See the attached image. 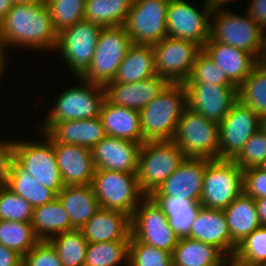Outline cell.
<instances>
[{
  "label": "cell",
  "instance_id": "cell-5",
  "mask_svg": "<svg viewBox=\"0 0 266 266\" xmlns=\"http://www.w3.org/2000/svg\"><path fill=\"white\" fill-rule=\"evenodd\" d=\"M219 123L187 107L180 117L173 141L186 158L219 159Z\"/></svg>",
  "mask_w": 266,
  "mask_h": 266
},
{
  "label": "cell",
  "instance_id": "cell-20",
  "mask_svg": "<svg viewBox=\"0 0 266 266\" xmlns=\"http://www.w3.org/2000/svg\"><path fill=\"white\" fill-rule=\"evenodd\" d=\"M53 147L65 186L91 184L96 170L91 149L57 142H53Z\"/></svg>",
  "mask_w": 266,
  "mask_h": 266
},
{
  "label": "cell",
  "instance_id": "cell-50",
  "mask_svg": "<svg viewBox=\"0 0 266 266\" xmlns=\"http://www.w3.org/2000/svg\"><path fill=\"white\" fill-rule=\"evenodd\" d=\"M261 226H266V197L254 199Z\"/></svg>",
  "mask_w": 266,
  "mask_h": 266
},
{
  "label": "cell",
  "instance_id": "cell-52",
  "mask_svg": "<svg viewBox=\"0 0 266 266\" xmlns=\"http://www.w3.org/2000/svg\"><path fill=\"white\" fill-rule=\"evenodd\" d=\"M5 46L3 44V42L0 40V78H2V75L5 73L4 69L6 66V54L5 52L7 51L6 49H4ZM4 72V73H3Z\"/></svg>",
  "mask_w": 266,
  "mask_h": 266
},
{
  "label": "cell",
  "instance_id": "cell-54",
  "mask_svg": "<svg viewBox=\"0 0 266 266\" xmlns=\"http://www.w3.org/2000/svg\"><path fill=\"white\" fill-rule=\"evenodd\" d=\"M14 4L35 5L38 3H46L45 0H12Z\"/></svg>",
  "mask_w": 266,
  "mask_h": 266
},
{
  "label": "cell",
  "instance_id": "cell-15",
  "mask_svg": "<svg viewBox=\"0 0 266 266\" xmlns=\"http://www.w3.org/2000/svg\"><path fill=\"white\" fill-rule=\"evenodd\" d=\"M202 7L200 11L185 0H169L166 17L167 36L188 40L203 48L210 38L213 9L206 0Z\"/></svg>",
  "mask_w": 266,
  "mask_h": 266
},
{
  "label": "cell",
  "instance_id": "cell-42",
  "mask_svg": "<svg viewBox=\"0 0 266 266\" xmlns=\"http://www.w3.org/2000/svg\"><path fill=\"white\" fill-rule=\"evenodd\" d=\"M233 161L244 171L266 162V123L244 144Z\"/></svg>",
  "mask_w": 266,
  "mask_h": 266
},
{
  "label": "cell",
  "instance_id": "cell-51",
  "mask_svg": "<svg viewBox=\"0 0 266 266\" xmlns=\"http://www.w3.org/2000/svg\"><path fill=\"white\" fill-rule=\"evenodd\" d=\"M13 5L14 3L12 0H0V22L4 19Z\"/></svg>",
  "mask_w": 266,
  "mask_h": 266
},
{
  "label": "cell",
  "instance_id": "cell-43",
  "mask_svg": "<svg viewBox=\"0 0 266 266\" xmlns=\"http://www.w3.org/2000/svg\"><path fill=\"white\" fill-rule=\"evenodd\" d=\"M184 83L233 85L221 66L217 65L203 50L198 53L191 74Z\"/></svg>",
  "mask_w": 266,
  "mask_h": 266
},
{
  "label": "cell",
  "instance_id": "cell-34",
  "mask_svg": "<svg viewBox=\"0 0 266 266\" xmlns=\"http://www.w3.org/2000/svg\"><path fill=\"white\" fill-rule=\"evenodd\" d=\"M133 0H85L84 19L102 27L124 25Z\"/></svg>",
  "mask_w": 266,
  "mask_h": 266
},
{
  "label": "cell",
  "instance_id": "cell-29",
  "mask_svg": "<svg viewBox=\"0 0 266 266\" xmlns=\"http://www.w3.org/2000/svg\"><path fill=\"white\" fill-rule=\"evenodd\" d=\"M173 266H227L230 260L216 247L191 238H180L172 252Z\"/></svg>",
  "mask_w": 266,
  "mask_h": 266
},
{
  "label": "cell",
  "instance_id": "cell-28",
  "mask_svg": "<svg viewBox=\"0 0 266 266\" xmlns=\"http://www.w3.org/2000/svg\"><path fill=\"white\" fill-rule=\"evenodd\" d=\"M231 241L237 246L246 236L261 226L255 200L242 192L223 210Z\"/></svg>",
  "mask_w": 266,
  "mask_h": 266
},
{
  "label": "cell",
  "instance_id": "cell-48",
  "mask_svg": "<svg viewBox=\"0 0 266 266\" xmlns=\"http://www.w3.org/2000/svg\"><path fill=\"white\" fill-rule=\"evenodd\" d=\"M247 14L266 32V0H251Z\"/></svg>",
  "mask_w": 266,
  "mask_h": 266
},
{
  "label": "cell",
  "instance_id": "cell-25",
  "mask_svg": "<svg viewBox=\"0 0 266 266\" xmlns=\"http://www.w3.org/2000/svg\"><path fill=\"white\" fill-rule=\"evenodd\" d=\"M80 230L88 243L130 241L131 217L121 211L100 207Z\"/></svg>",
  "mask_w": 266,
  "mask_h": 266
},
{
  "label": "cell",
  "instance_id": "cell-49",
  "mask_svg": "<svg viewBox=\"0 0 266 266\" xmlns=\"http://www.w3.org/2000/svg\"><path fill=\"white\" fill-rule=\"evenodd\" d=\"M23 256L0 244V266H22Z\"/></svg>",
  "mask_w": 266,
  "mask_h": 266
},
{
  "label": "cell",
  "instance_id": "cell-31",
  "mask_svg": "<svg viewBox=\"0 0 266 266\" xmlns=\"http://www.w3.org/2000/svg\"><path fill=\"white\" fill-rule=\"evenodd\" d=\"M5 186L14 194L28 201L33 208L47 204L57 198L54 191L41 185L14 158L10 162Z\"/></svg>",
  "mask_w": 266,
  "mask_h": 266
},
{
  "label": "cell",
  "instance_id": "cell-4",
  "mask_svg": "<svg viewBox=\"0 0 266 266\" xmlns=\"http://www.w3.org/2000/svg\"><path fill=\"white\" fill-rule=\"evenodd\" d=\"M245 15L234 14L228 9L213 10L210 38L245 50L261 62L266 54V32L248 14Z\"/></svg>",
  "mask_w": 266,
  "mask_h": 266
},
{
  "label": "cell",
  "instance_id": "cell-27",
  "mask_svg": "<svg viewBox=\"0 0 266 266\" xmlns=\"http://www.w3.org/2000/svg\"><path fill=\"white\" fill-rule=\"evenodd\" d=\"M57 198L68 212L74 229H81L100 208L91 184L64 186Z\"/></svg>",
  "mask_w": 266,
  "mask_h": 266
},
{
  "label": "cell",
  "instance_id": "cell-22",
  "mask_svg": "<svg viewBox=\"0 0 266 266\" xmlns=\"http://www.w3.org/2000/svg\"><path fill=\"white\" fill-rule=\"evenodd\" d=\"M188 238L218 248L229 260H231L236 250V245L231 241L223 210L201 206Z\"/></svg>",
  "mask_w": 266,
  "mask_h": 266
},
{
  "label": "cell",
  "instance_id": "cell-17",
  "mask_svg": "<svg viewBox=\"0 0 266 266\" xmlns=\"http://www.w3.org/2000/svg\"><path fill=\"white\" fill-rule=\"evenodd\" d=\"M188 107L207 119L220 123L238 100L234 85L184 83Z\"/></svg>",
  "mask_w": 266,
  "mask_h": 266
},
{
  "label": "cell",
  "instance_id": "cell-55",
  "mask_svg": "<svg viewBox=\"0 0 266 266\" xmlns=\"http://www.w3.org/2000/svg\"><path fill=\"white\" fill-rule=\"evenodd\" d=\"M250 266H264L263 264H254V265H250Z\"/></svg>",
  "mask_w": 266,
  "mask_h": 266
},
{
  "label": "cell",
  "instance_id": "cell-21",
  "mask_svg": "<svg viewBox=\"0 0 266 266\" xmlns=\"http://www.w3.org/2000/svg\"><path fill=\"white\" fill-rule=\"evenodd\" d=\"M40 126L43 136H47L52 142L76 144L89 149L107 136L100 117L43 123Z\"/></svg>",
  "mask_w": 266,
  "mask_h": 266
},
{
  "label": "cell",
  "instance_id": "cell-16",
  "mask_svg": "<svg viewBox=\"0 0 266 266\" xmlns=\"http://www.w3.org/2000/svg\"><path fill=\"white\" fill-rule=\"evenodd\" d=\"M265 122L237 100L219 123V159L233 160Z\"/></svg>",
  "mask_w": 266,
  "mask_h": 266
},
{
  "label": "cell",
  "instance_id": "cell-14",
  "mask_svg": "<svg viewBox=\"0 0 266 266\" xmlns=\"http://www.w3.org/2000/svg\"><path fill=\"white\" fill-rule=\"evenodd\" d=\"M201 50L194 42L171 36L164 37L153 45L156 74L169 83H184L189 78Z\"/></svg>",
  "mask_w": 266,
  "mask_h": 266
},
{
  "label": "cell",
  "instance_id": "cell-9",
  "mask_svg": "<svg viewBox=\"0 0 266 266\" xmlns=\"http://www.w3.org/2000/svg\"><path fill=\"white\" fill-rule=\"evenodd\" d=\"M78 80L81 81L82 85L66 89L60 93L44 123L99 117L105 100L104 86L87 82L79 77Z\"/></svg>",
  "mask_w": 266,
  "mask_h": 266
},
{
  "label": "cell",
  "instance_id": "cell-10",
  "mask_svg": "<svg viewBox=\"0 0 266 266\" xmlns=\"http://www.w3.org/2000/svg\"><path fill=\"white\" fill-rule=\"evenodd\" d=\"M14 139V159L41 185L58 194L65 186L57 165L53 142Z\"/></svg>",
  "mask_w": 266,
  "mask_h": 266
},
{
  "label": "cell",
  "instance_id": "cell-41",
  "mask_svg": "<svg viewBox=\"0 0 266 266\" xmlns=\"http://www.w3.org/2000/svg\"><path fill=\"white\" fill-rule=\"evenodd\" d=\"M128 266H173L172 255L170 252L142 243L131 235Z\"/></svg>",
  "mask_w": 266,
  "mask_h": 266
},
{
  "label": "cell",
  "instance_id": "cell-40",
  "mask_svg": "<svg viewBox=\"0 0 266 266\" xmlns=\"http://www.w3.org/2000/svg\"><path fill=\"white\" fill-rule=\"evenodd\" d=\"M45 2L58 34L84 20L85 0H45Z\"/></svg>",
  "mask_w": 266,
  "mask_h": 266
},
{
  "label": "cell",
  "instance_id": "cell-13",
  "mask_svg": "<svg viewBox=\"0 0 266 266\" xmlns=\"http://www.w3.org/2000/svg\"><path fill=\"white\" fill-rule=\"evenodd\" d=\"M169 0H133L124 24L133 44L154 45L167 36Z\"/></svg>",
  "mask_w": 266,
  "mask_h": 266
},
{
  "label": "cell",
  "instance_id": "cell-39",
  "mask_svg": "<svg viewBox=\"0 0 266 266\" xmlns=\"http://www.w3.org/2000/svg\"><path fill=\"white\" fill-rule=\"evenodd\" d=\"M266 261V226L256 228L236 246L230 263L235 266L263 264Z\"/></svg>",
  "mask_w": 266,
  "mask_h": 266
},
{
  "label": "cell",
  "instance_id": "cell-23",
  "mask_svg": "<svg viewBox=\"0 0 266 266\" xmlns=\"http://www.w3.org/2000/svg\"><path fill=\"white\" fill-rule=\"evenodd\" d=\"M168 83L157 74L135 83H106L105 99L113 105L141 111Z\"/></svg>",
  "mask_w": 266,
  "mask_h": 266
},
{
  "label": "cell",
  "instance_id": "cell-33",
  "mask_svg": "<svg viewBox=\"0 0 266 266\" xmlns=\"http://www.w3.org/2000/svg\"><path fill=\"white\" fill-rule=\"evenodd\" d=\"M168 217L170 228L179 238H187L196 215L201 208L200 202L177 197H152Z\"/></svg>",
  "mask_w": 266,
  "mask_h": 266
},
{
  "label": "cell",
  "instance_id": "cell-6",
  "mask_svg": "<svg viewBox=\"0 0 266 266\" xmlns=\"http://www.w3.org/2000/svg\"><path fill=\"white\" fill-rule=\"evenodd\" d=\"M132 44L124 25L103 27L90 66L79 78L103 86L113 81Z\"/></svg>",
  "mask_w": 266,
  "mask_h": 266
},
{
  "label": "cell",
  "instance_id": "cell-45",
  "mask_svg": "<svg viewBox=\"0 0 266 266\" xmlns=\"http://www.w3.org/2000/svg\"><path fill=\"white\" fill-rule=\"evenodd\" d=\"M22 266H62L56 249L49 241L40 240L26 255Z\"/></svg>",
  "mask_w": 266,
  "mask_h": 266
},
{
  "label": "cell",
  "instance_id": "cell-44",
  "mask_svg": "<svg viewBox=\"0 0 266 266\" xmlns=\"http://www.w3.org/2000/svg\"><path fill=\"white\" fill-rule=\"evenodd\" d=\"M33 207L6 186H0V220L31 222Z\"/></svg>",
  "mask_w": 266,
  "mask_h": 266
},
{
  "label": "cell",
  "instance_id": "cell-37",
  "mask_svg": "<svg viewBox=\"0 0 266 266\" xmlns=\"http://www.w3.org/2000/svg\"><path fill=\"white\" fill-rule=\"evenodd\" d=\"M40 240L31 222L0 220V244L26 255Z\"/></svg>",
  "mask_w": 266,
  "mask_h": 266
},
{
  "label": "cell",
  "instance_id": "cell-8",
  "mask_svg": "<svg viewBox=\"0 0 266 266\" xmlns=\"http://www.w3.org/2000/svg\"><path fill=\"white\" fill-rule=\"evenodd\" d=\"M91 186L100 207L121 211L130 217L145 197L139 188L136 173L96 169Z\"/></svg>",
  "mask_w": 266,
  "mask_h": 266
},
{
  "label": "cell",
  "instance_id": "cell-1",
  "mask_svg": "<svg viewBox=\"0 0 266 266\" xmlns=\"http://www.w3.org/2000/svg\"><path fill=\"white\" fill-rule=\"evenodd\" d=\"M0 40L5 49L22 46L27 49L55 50L58 33L46 3L14 4L0 22Z\"/></svg>",
  "mask_w": 266,
  "mask_h": 266
},
{
  "label": "cell",
  "instance_id": "cell-47",
  "mask_svg": "<svg viewBox=\"0 0 266 266\" xmlns=\"http://www.w3.org/2000/svg\"><path fill=\"white\" fill-rule=\"evenodd\" d=\"M14 158V140H0V186H5L10 168V162Z\"/></svg>",
  "mask_w": 266,
  "mask_h": 266
},
{
  "label": "cell",
  "instance_id": "cell-7",
  "mask_svg": "<svg viewBox=\"0 0 266 266\" xmlns=\"http://www.w3.org/2000/svg\"><path fill=\"white\" fill-rule=\"evenodd\" d=\"M243 192V170L229 159L209 160L205 167L200 204L224 210Z\"/></svg>",
  "mask_w": 266,
  "mask_h": 266
},
{
  "label": "cell",
  "instance_id": "cell-38",
  "mask_svg": "<svg viewBox=\"0 0 266 266\" xmlns=\"http://www.w3.org/2000/svg\"><path fill=\"white\" fill-rule=\"evenodd\" d=\"M128 256L129 241L88 243L84 266H119L122 262L128 264Z\"/></svg>",
  "mask_w": 266,
  "mask_h": 266
},
{
  "label": "cell",
  "instance_id": "cell-53",
  "mask_svg": "<svg viewBox=\"0 0 266 266\" xmlns=\"http://www.w3.org/2000/svg\"><path fill=\"white\" fill-rule=\"evenodd\" d=\"M206 1L207 4L213 10H222L224 5H227V3L232 2V0H206Z\"/></svg>",
  "mask_w": 266,
  "mask_h": 266
},
{
  "label": "cell",
  "instance_id": "cell-24",
  "mask_svg": "<svg viewBox=\"0 0 266 266\" xmlns=\"http://www.w3.org/2000/svg\"><path fill=\"white\" fill-rule=\"evenodd\" d=\"M202 50L226 73L227 79L238 88L251 74L259 61L249 52L209 38Z\"/></svg>",
  "mask_w": 266,
  "mask_h": 266
},
{
  "label": "cell",
  "instance_id": "cell-32",
  "mask_svg": "<svg viewBox=\"0 0 266 266\" xmlns=\"http://www.w3.org/2000/svg\"><path fill=\"white\" fill-rule=\"evenodd\" d=\"M31 223L39 240L48 241L57 234L74 230L70 224L68 212L58 198L33 208Z\"/></svg>",
  "mask_w": 266,
  "mask_h": 266
},
{
  "label": "cell",
  "instance_id": "cell-19",
  "mask_svg": "<svg viewBox=\"0 0 266 266\" xmlns=\"http://www.w3.org/2000/svg\"><path fill=\"white\" fill-rule=\"evenodd\" d=\"M141 143L106 136L91 149L96 169L136 173Z\"/></svg>",
  "mask_w": 266,
  "mask_h": 266
},
{
  "label": "cell",
  "instance_id": "cell-12",
  "mask_svg": "<svg viewBox=\"0 0 266 266\" xmlns=\"http://www.w3.org/2000/svg\"><path fill=\"white\" fill-rule=\"evenodd\" d=\"M102 28L84 19L58 34L55 50L61 52L75 78L89 68Z\"/></svg>",
  "mask_w": 266,
  "mask_h": 266
},
{
  "label": "cell",
  "instance_id": "cell-46",
  "mask_svg": "<svg viewBox=\"0 0 266 266\" xmlns=\"http://www.w3.org/2000/svg\"><path fill=\"white\" fill-rule=\"evenodd\" d=\"M243 192L253 199L266 197V170L263 167L243 171Z\"/></svg>",
  "mask_w": 266,
  "mask_h": 266
},
{
  "label": "cell",
  "instance_id": "cell-36",
  "mask_svg": "<svg viewBox=\"0 0 266 266\" xmlns=\"http://www.w3.org/2000/svg\"><path fill=\"white\" fill-rule=\"evenodd\" d=\"M48 241L56 249L62 266H84L88 241L80 229L57 234Z\"/></svg>",
  "mask_w": 266,
  "mask_h": 266
},
{
  "label": "cell",
  "instance_id": "cell-56",
  "mask_svg": "<svg viewBox=\"0 0 266 266\" xmlns=\"http://www.w3.org/2000/svg\"><path fill=\"white\" fill-rule=\"evenodd\" d=\"M266 170V162L262 166Z\"/></svg>",
  "mask_w": 266,
  "mask_h": 266
},
{
  "label": "cell",
  "instance_id": "cell-18",
  "mask_svg": "<svg viewBox=\"0 0 266 266\" xmlns=\"http://www.w3.org/2000/svg\"><path fill=\"white\" fill-rule=\"evenodd\" d=\"M208 159L186 158L151 197H177L200 202Z\"/></svg>",
  "mask_w": 266,
  "mask_h": 266
},
{
  "label": "cell",
  "instance_id": "cell-2",
  "mask_svg": "<svg viewBox=\"0 0 266 266\" xmlns=\"http://www.w3.org/2000/svg\"><path fill=\"white\" fill-rule=\"evenodd\" d=\"M187 107V89L184 83H168L160 94L140 111L144 140H173L178 121Z\"/></svg>",
  "mask_w": 266,
  "mask_h": 266
},
{
  "label": "cell",
  "instance_id": "cell-3",
  "mask_svg": "<svg viewBox=\"0 0 266 266\" xmlns=\"http://www.w3.org/2000/svg\"><path fill=\"white\" fill-rule=\"evenodd\" d=\"M186 159L173 140L145 141L137 157L136 177L145 196H151Z\"/></svg>",
  "mask_w": 266,
  "mask_h": 266
},
{
  "label": "cell",
  "instance_id": "cell-26",
  "mask_svg": "<svg viewBox=\"0 0 266 266\" xmlns=\"http://www.w3.org/2000/svg\"><path fill=\"white\" fill-rule=\"evenodd\" d=\"M99 117L107 136L141 144L145 142L141 131L140 111L113 105L105 99Z\"/></svg>",
  "mask_w": 266,
  "mask_h": 266
},
{
  "label": "cell",
  "instance_id": "cell-11",
  "mask_svg": "<svg viewBox=\"0 0 266 266\" xmlns=\"http://www.w3.org/2000/svg\"><path fill=\"white\" fill-rule=\"evenodd\" d=\"M131 235L138 241L172 254L179 237L170 228L168 217L151 196H145L131 217Z\"/></svg>",
  "mask_w": 266,
  "mask_h": 266
},
{
  "label": "cell",
  "instance_id": "cell-30",
  "mask_svg": "<svg viewBox=\"0 0 266 266\" xmlns=\"http://www.w3.org/2000/svg\"><path fill=\"white\" fill-rule=\"evenodd\" d=\"M156 75L152 45L132 44L120 64L113 81L135 83Z\"/></svg>",
  "mask_w": 266,
  "mask_h": 266
},
{
  "label": "cell",
  "instance_id": "cell-35",
  "mask_svg": "<svg viewBox=\"0 0 266 266\" xmlns=\"http://www.w3.org/2000/svg\"><path fill=\"white\" fill-rule=\"evenodd\" d=\"M238 100L266 123V63L259 62L237 88Z\"/></svg>",
  "mask_w": 266,
  "mask_h": 266
}]
</instances>
